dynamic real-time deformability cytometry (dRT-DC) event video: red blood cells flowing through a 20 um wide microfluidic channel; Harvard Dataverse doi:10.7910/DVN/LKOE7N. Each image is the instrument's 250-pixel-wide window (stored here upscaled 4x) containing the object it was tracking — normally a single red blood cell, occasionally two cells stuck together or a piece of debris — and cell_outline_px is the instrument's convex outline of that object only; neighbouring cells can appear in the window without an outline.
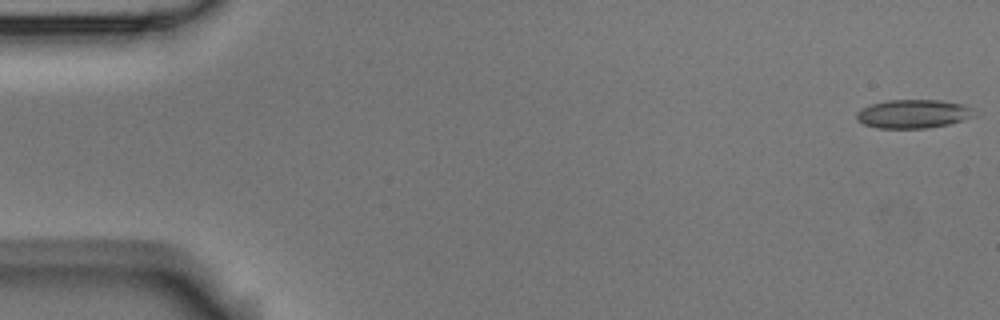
{"species": "Egyptian fruit bat (a non-hibernating species)", "species_latin": "Rousettus aegyptiacus", "temperature_condition": "room temperature", "stored_images_in_passage": 6, "camera_frame_rate_fps": 3000, "um_per_image_px": 0.085, "animal": {"sex": "male"}, "frame": {"image": 1, "passage_image": 1, "time_ms": 0.0, "image_size_px": [1000, 320], "cell_outline_px": [[976, 116], [948, 124], [928, 128], [876, 128], [864, 124], [856, 120], [856, 112], [872, 104], [888, 100], [940, 100], [964, 104], [976, 108]], "centroid_in_image_um": [77.68, 9.68], "position_along_channel_um": 7.3, "area_um2": 19.83}}
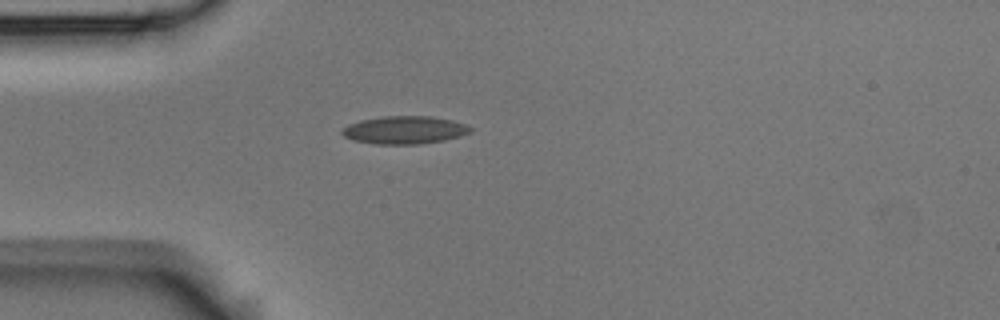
{"frame": {"image": 2, "passage_image": 5, "time_ms": 1.333, "image_size_px": [1000, 320], "cell_outline_px": [[472, 132], [460, 136], [444, 140], [416, 144], [376, 144], [352, 140], [344, 136], [340, 132], [348, 124], [360, 120], [384, 116], [432, 116], [452, 120], [464, 124], [472, 128]], "centroid_in_image_um": [34.38, 11.04], "position_along_channel_um": 50.6, "area_um2": 20.81}}